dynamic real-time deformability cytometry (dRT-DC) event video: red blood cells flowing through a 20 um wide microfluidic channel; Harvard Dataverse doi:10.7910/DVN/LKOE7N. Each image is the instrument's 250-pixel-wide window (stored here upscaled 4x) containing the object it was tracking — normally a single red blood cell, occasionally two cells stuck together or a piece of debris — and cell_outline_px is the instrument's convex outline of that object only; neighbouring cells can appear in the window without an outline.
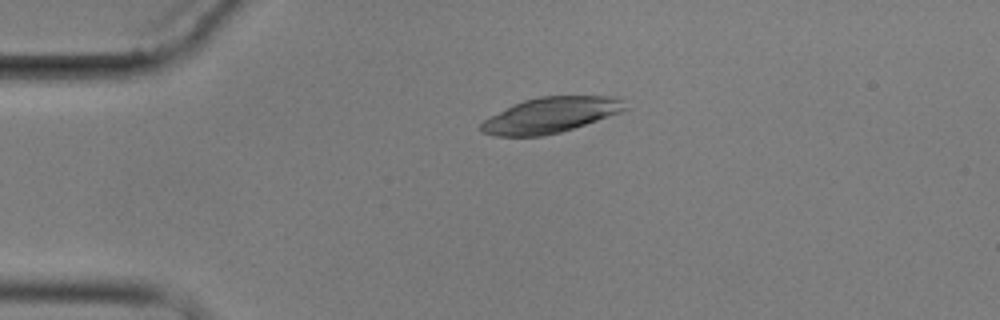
{"species": "common noctule bat (a hibernating species)", "species_latin": "Nyctalus noctula", "temperature_condition": "cold", "stored_images_in_passage": 5, "camera_frame_rate_fps": 3000, "um_per_image_px": 0.085, "animal": {"sex": "male", "body_mass_g": 17.9}, "frame": {"image": 1, "passage_image": 4, "time_ms": 3.667, "image_size_px": [1000, 320], "cell_outline_px": [[632, 108], [560, 132], [544, 136], [496, 136], [484, 132], [480, 128], [480, 124], [484, 120], [512, 104], [524, 100], [540, 96], [616, 96], [624, 100]], "centroid_in_image_um": [46.84, 9.76], "position_along_channel_um": 38.2, "area_um2": 29.71}}